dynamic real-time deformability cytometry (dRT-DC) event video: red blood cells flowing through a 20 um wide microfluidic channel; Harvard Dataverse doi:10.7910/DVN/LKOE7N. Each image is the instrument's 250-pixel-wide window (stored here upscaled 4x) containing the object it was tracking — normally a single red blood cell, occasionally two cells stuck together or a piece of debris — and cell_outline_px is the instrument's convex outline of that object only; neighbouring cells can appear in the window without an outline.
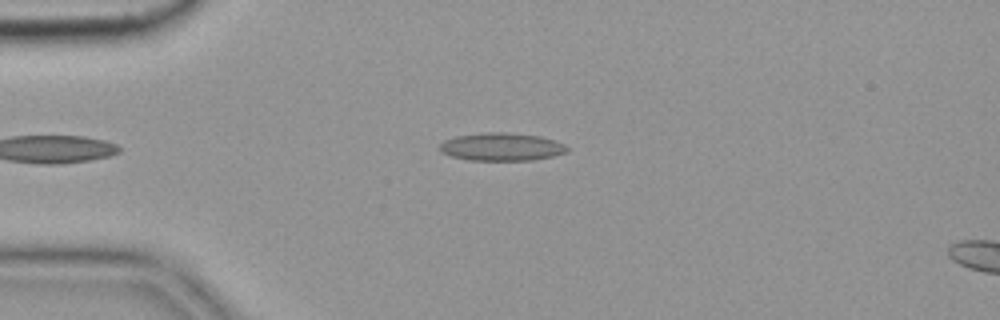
{"species": "common noctule bat (a hibernating species)", "species_latin": "Nyctalus noctula", "temperature_condition": "cold", "stored_images_in_passage": 3, "camera_frame_rate_fps": 3000, "um_per_image_px": 0.085, "animal": {"sex": "female", "body_mass_g": 19.9}, "frame": {"image": 1, "passage_image": 1, "time_ms": 0.0, "image_size_px": [1000, 320], "cell_outline_px": [[568, 152], [552, 156], [532, 160], [468, 160], [452, 156], [440, 152], [440, 144], [444, 140], [456, 136], [484, 132], [508, 132], [540, 136], [556, 140], [564, 144], [568, 148]], "centroid_in_image_um": [42.64, 12.47], "position_along_channel_um": 42.4, "area_um2": 20.81}}